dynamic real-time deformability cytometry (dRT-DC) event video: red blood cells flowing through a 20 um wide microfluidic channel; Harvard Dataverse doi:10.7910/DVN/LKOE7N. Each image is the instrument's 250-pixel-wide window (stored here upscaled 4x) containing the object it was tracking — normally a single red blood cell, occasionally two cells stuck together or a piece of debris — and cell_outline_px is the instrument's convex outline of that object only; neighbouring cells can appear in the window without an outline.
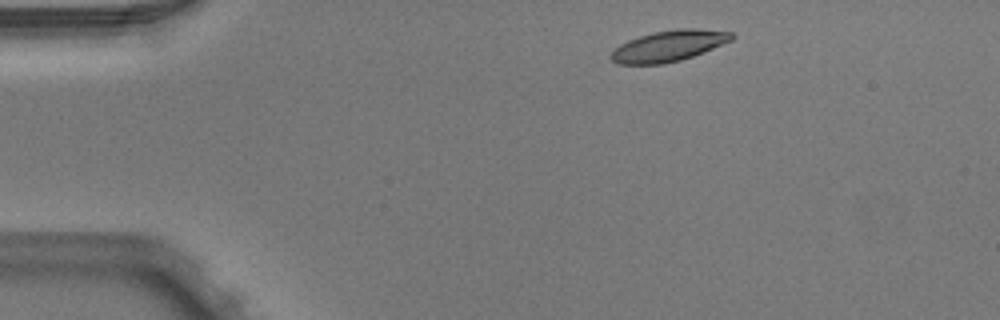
{"species": "Egyptian fruit bat (a non-hibernating species)", "species_latin": "Rousettus aegyptiacus", "temperature_condition": "warm", "stored_images_in_passage": 4, "camera_frame_rate_fps": 3000, "um_per_image_px": 0.085, "animal": {"sex": "male"}, "frame": {"image": 1, "passage_image": 1, "time_ms": 0.0, "image_size_px": [1000, 320], "cell_outline_px": [[736, 36], [732, 40], [704, 52], [680, 60], [660, 64], [616, 64], [608, 56], [620, 44], [628, 40], [652, 32], [680, 28], [696, 28], [732, 32]], "centroid_in_image_um": [56.85, 3.89], "position_along_channel_um": 28.2, "area_um2": 21.79}}
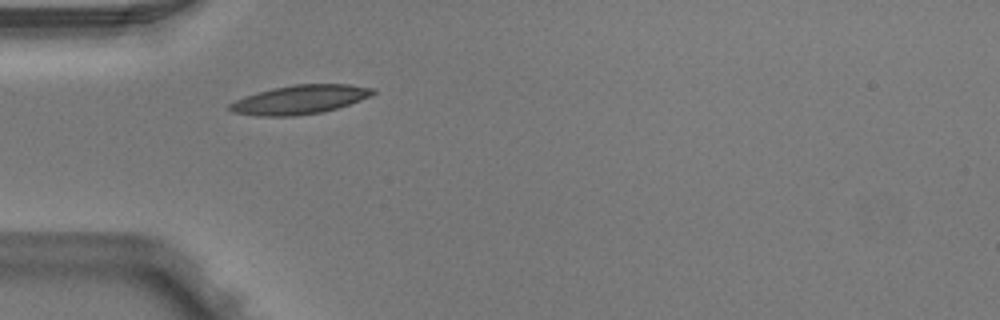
{"frame": {"image": 2, "passage_image": 3, "time_ms": 0.667, "image_size_px": [1000, 320], "cell_outline_px": [[376, 92], [360, 100], [324, 112], [296, 116], [256, 116], [232, 112], [228, 108], [228, 104], [244, 96], [272, 88], [296, 84], [348, 84], [372, 88]], "centroid_in_image_um": [25.44, 8.47], "position_along_channel_um": 59.6, "area_um2": 24.04}}
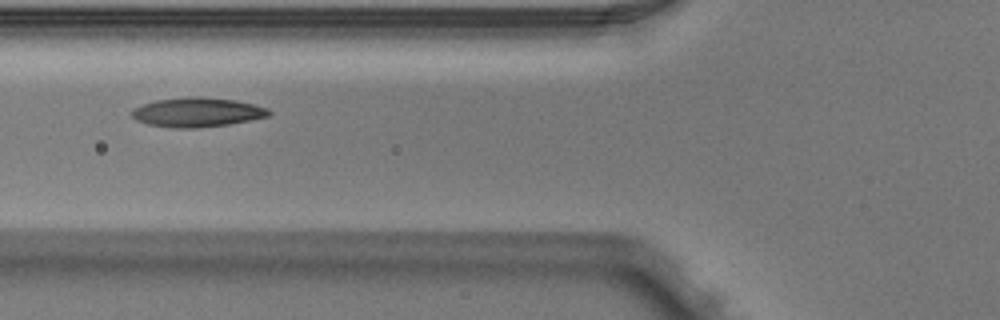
{"frame": {"image": 3, "passage_image": 4, "time_ms": 1.0, "image_size_px": [1000, 320], "cell_outline_px": [[272, 112], [268, 116], [228, 124], [196, 128], [176, 128], [148, 124], [136, 120], [132, 116], [132, 108], [156, 100], [188, 96], [200, 96], [232, 100], [256, 104], [268, 108]], "centroid_in_image_um": [16.76, 9.53], "position_along_channel_um": 109.0, "area_um2": 23.35}}